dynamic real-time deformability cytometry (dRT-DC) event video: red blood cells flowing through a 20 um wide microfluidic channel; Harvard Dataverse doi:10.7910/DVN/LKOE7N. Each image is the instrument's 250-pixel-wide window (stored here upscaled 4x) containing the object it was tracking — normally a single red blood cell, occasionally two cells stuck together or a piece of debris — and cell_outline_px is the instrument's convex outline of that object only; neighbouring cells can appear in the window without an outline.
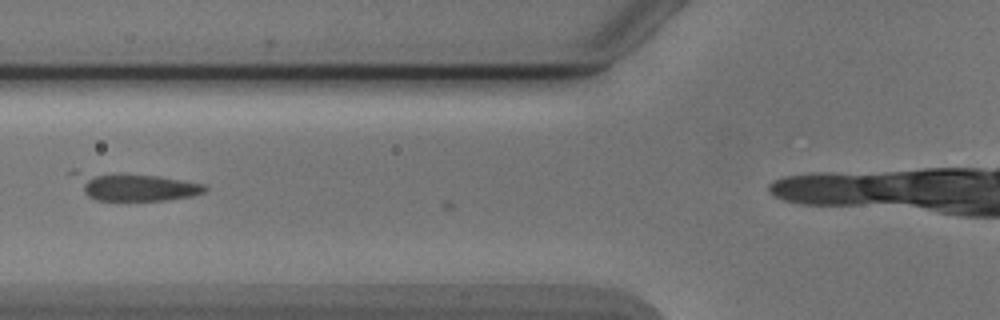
{"species": "Egyptian fruit bat (a non-hibernating species)", "species_latin": "Rousettus aegyptiacus", "temperature_condition": "cold", "stored_images_in_passage": 3, "camera_frame_rate_fps": 3000, "um_per_image_px": 0.085, "animal": {"sex": "male"}, "frame": {"image": 1, "passage_image": 2, "time_ms": 0.333, "image_size_px": [1000, 320], "cell_outline_px": [[208, 188], [204, 192], [192, 196], [164, 200], [96, 200], [88, 196], [84, 192], [68, 172], [76, 168], [160, 176], [204, 184]], "centroid_in_image_um": [11.29, 15.81], "position_along_channel_um": 114.5, "area_um2": 21.91}}